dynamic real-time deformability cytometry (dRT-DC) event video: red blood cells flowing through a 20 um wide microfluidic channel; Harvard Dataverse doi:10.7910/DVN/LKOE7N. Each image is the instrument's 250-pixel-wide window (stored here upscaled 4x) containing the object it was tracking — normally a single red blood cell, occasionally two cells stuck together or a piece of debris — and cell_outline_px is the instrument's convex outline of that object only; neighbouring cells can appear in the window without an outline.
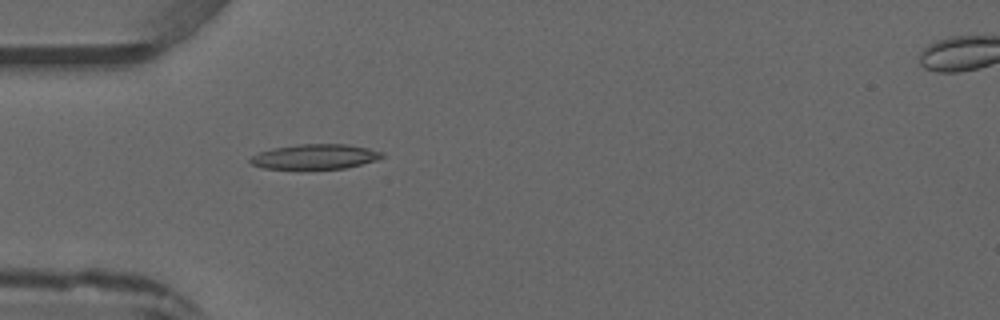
{"species": "common noctule bat (a hibernating species)", "species_latin": "Nyctalus noctula", "temperature_condition": "warm", "stored_images_in_passage": 5, "camera_frame_rate_fps": 3000, "um_per_image_px": 0.085, "animal": {"sex": "male", "forearm_length_mm": 52.5}, "frame": {"image": 1, "passage_image": 4, "time_ms": 3.333, "image_size_px": [1000, 320], "cell_outline_px": [[384, 156], [376, 160], [344, 168], [260, 168], [252, 164], [248, 160], [252, 156], [260, 152], [272, 148], [296, 144], [348, 144], [368, 148], [384, 152]], "centroid_in_image_um": [26.77, 13.3], "position_along_channel_um": 58.2, "area_um2": 18.96}}